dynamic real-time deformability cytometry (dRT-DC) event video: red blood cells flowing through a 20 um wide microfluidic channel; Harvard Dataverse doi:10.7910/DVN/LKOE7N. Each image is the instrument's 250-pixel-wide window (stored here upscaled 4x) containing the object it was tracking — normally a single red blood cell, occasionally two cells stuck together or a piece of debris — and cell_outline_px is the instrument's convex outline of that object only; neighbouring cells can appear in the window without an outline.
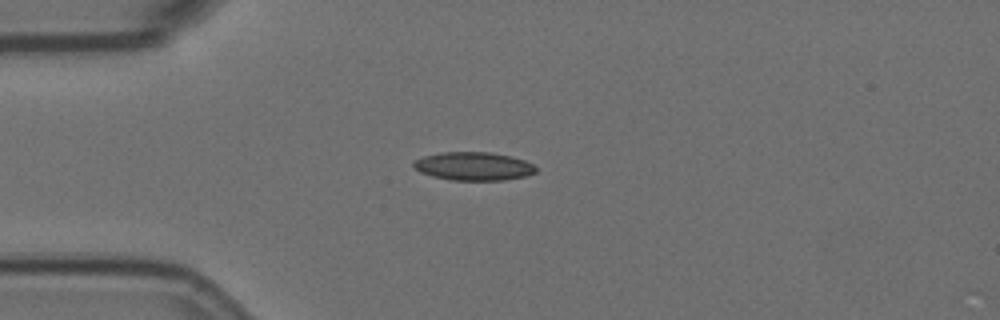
{"species": "Egyptian fruit bat (a non-hibernating species)", "species_latin": "Rousettus aegyptiacus", "temperature_condition": "room temperature", "stored_images_in_passage": 51, "camera_frame_rate_fps": 3000, "um_per_image_px": 0.085, "animal": {"sex": "female"}, "frame": {"image": 1, "passage_image": 14, "time_ms": 4.333, "image_size_px": [1000, 320], "cell_outline_px": [[536, 172], [524, 176], [504, 180], [452, 180], [432, 176], [420, 172], [412, 168], [412, 164], [416, 160], [424, 156], [440, 152], [492, 152], [512, 156], [524, 160], [532, 164], [536, 168]], "centroid_in_image_um": [40.23, 14.12], "position_along_channel_um": 44.8, "area_um2": 20.23}}
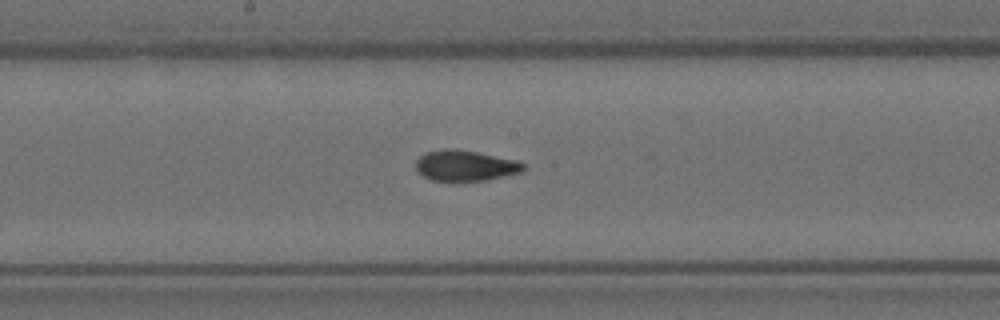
{"frame": {"image": 2, "passage_image": 29, "time_ms": 9.333, "image_size_px": [1000, 320], "cell_outline_px": [[524, 172], [488, 180], [456, 184], [452, 184], [432, 180], [416, 172], [416, 160], [424, 152], [444, 148], [452, 148], [476, 152], [516, 160], [524, 164]], "centroid_in_image_um": [39.51, 14.13], "position_along_channel_um": 208.7, "area_um2": 20.11}}
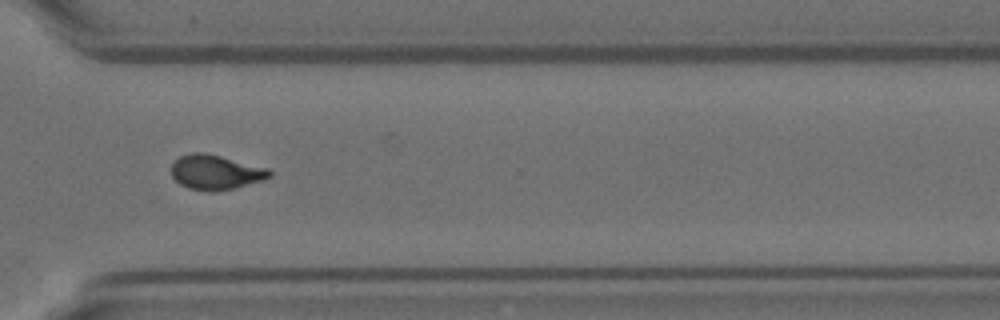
{"frame": {"image": 3, "passage_image": 41, "time_ms": 13.333, "image_size_px": [1000, 320], "cell_outline_px": [[272, 176], [264, 180], [232, 188], [188, 188], [180, 184], [172, 176], [172, 164], [180, 156], [192, 152], [204, 152], [268, 168], [272, 172]], "centroid_in_image_um": [18.35, 14.59], "position_along_channel_um": 352.3, "area_um2": 19.07}, "authors_computed_cell_mechanics": {"area_um2": 19.4786, "velocity_mm_per_s": 3.6036, "shape_relaxation_time_tau1_ms": 6.2888, "shape_relaxation_time_tau2_ms": 2.2116, "deformation_change_tau1": 0.1591, "deformation_change_tau2": 0.0673}}